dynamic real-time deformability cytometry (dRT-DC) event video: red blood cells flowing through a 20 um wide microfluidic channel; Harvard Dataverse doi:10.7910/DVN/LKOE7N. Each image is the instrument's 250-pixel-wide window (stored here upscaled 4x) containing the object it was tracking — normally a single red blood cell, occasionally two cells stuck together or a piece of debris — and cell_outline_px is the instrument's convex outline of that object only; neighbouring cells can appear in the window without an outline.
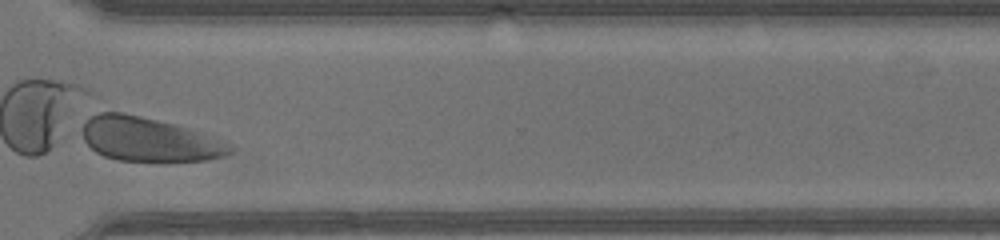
{"species": "human", "species_latin": "Homo sapiens", "temperature_condition": "warm", "stored_images_in_passage": 34, "camera_frame_rate_fps": 3000, "um_per_image_px": 0.085, "donor": {"sex": "male"}, "frame": {"image": 1, "passage_image": 31, "time_ms": 10.0, "image_size_px": [1000, 240], "cell_outline_px": [[232, 152], [224, 156], [208, 160], [116, 160], [104, 156], [96, 152], [84, 140], [80, 132], [80, 128], [84, 120], [104, 108], [124, 112], [176, 124], [232, 148]], "centroid_in_image_um": [12.43, 11.8], "position_along_channel_um": 358.2, "area_um2": 37.4}}